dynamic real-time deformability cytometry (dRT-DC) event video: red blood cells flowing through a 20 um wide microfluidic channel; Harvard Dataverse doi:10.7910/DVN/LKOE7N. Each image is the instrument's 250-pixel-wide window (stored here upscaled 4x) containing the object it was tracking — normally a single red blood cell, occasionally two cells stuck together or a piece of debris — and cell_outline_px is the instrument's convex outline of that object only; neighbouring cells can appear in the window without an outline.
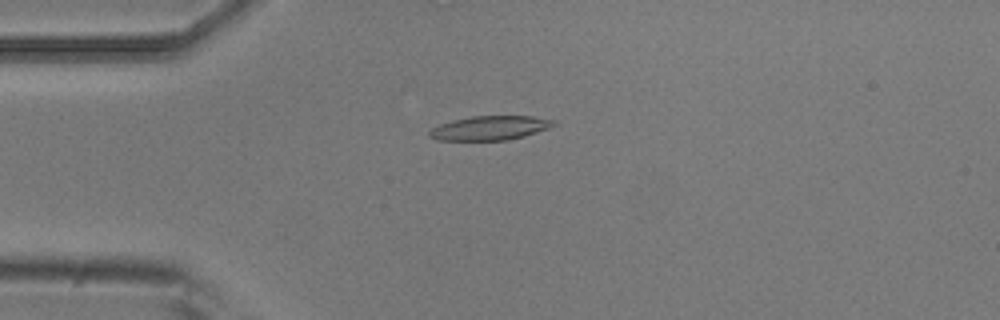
{"species": "common noctule bat (a hibernating species)", "species_latin": "Nyctalus noctula", "temperature_condition": "room temperature", "stored_images_in_passage": 6, "camera_frame_rate_fps": 3000, "um_per_image_px": 0.085, "animal": {"sex": "male", "body_mass_g": 20.5, "forearm_length_mm": 52.5}, "frame": {"image": 1, "passage_image": 4, "time_ms": 1.0, "image_size_px": [1000, 320], "cell_outline_px": [[556, 124], [548, 128], [524, 136], [508, 140], [436, 140], [428, 136], [428, 132], [432, 128], [440, 124], [452, 120], [472, 116], [532, 116], [556, 120]], "centroid_in_image_um": [41.63, 10.88], "position_along_channel_um": 43.4, "area_um2": 17.51}}
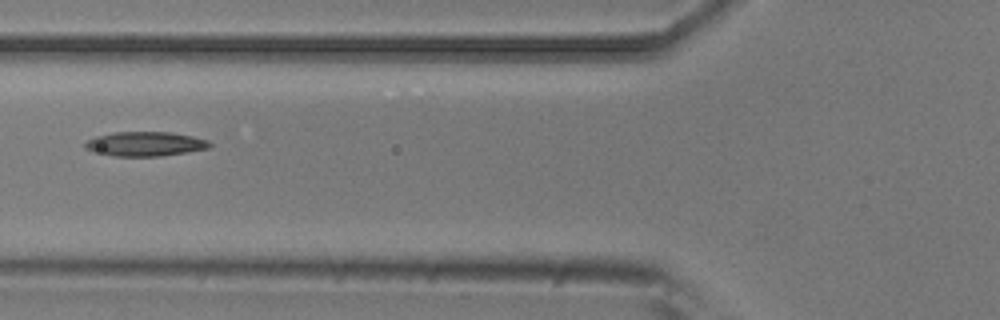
{"frame": {"image": 2, "passage_image": 6, "time_ms": 1.667, "image_size_px": [1000, 320], "cell_outline_px": [[212, 144], [208, 148], [160, 156], [112, 156], [92, 152], [84, 148], [84, 144], [88, 140], [96, 136], [116, 132], [172, 132], [192, 136], [208, 140]], "centroid_in_image_um": [12.3, 12.23], "position_along_channel_um": 113.5, "area_um2": 17.69}}